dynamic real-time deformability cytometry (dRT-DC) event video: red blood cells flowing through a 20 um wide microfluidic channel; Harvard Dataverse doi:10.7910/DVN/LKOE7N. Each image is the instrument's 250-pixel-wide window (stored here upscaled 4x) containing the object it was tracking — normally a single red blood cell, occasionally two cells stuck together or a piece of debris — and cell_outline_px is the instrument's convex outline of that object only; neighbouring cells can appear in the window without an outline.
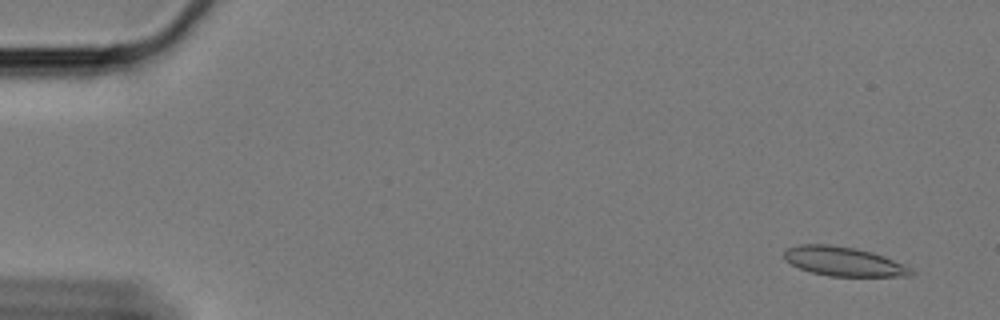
{"species": "Egyptian fruit bat (a non-hibernating species)", "species_latin": "Rousettus aegyptiacus", "temperature_condition": "cold", "stored_images_in_passage": 62, "camera_frame_rate_fps": 3000, "um_per_image_px": 0.085, "animal": {"sex": "female"}, "frame": {"image": 1, "passage_image": 4, "time_ms": 1.0, "image_size_px": [1000, 320], "cell_outline_px": [[912, 272], [908, 276], [828, 276], [812, 272], [800, 268], [784, 260], [784, 252], [788, 248], [800, 244], [832, 244], [872, 252], [884, 256], [908, 268]], "centroid_in_image_um": [71.62, 22.21], "position_along_channel_um": 13.4, "area_um2": 21.15}}
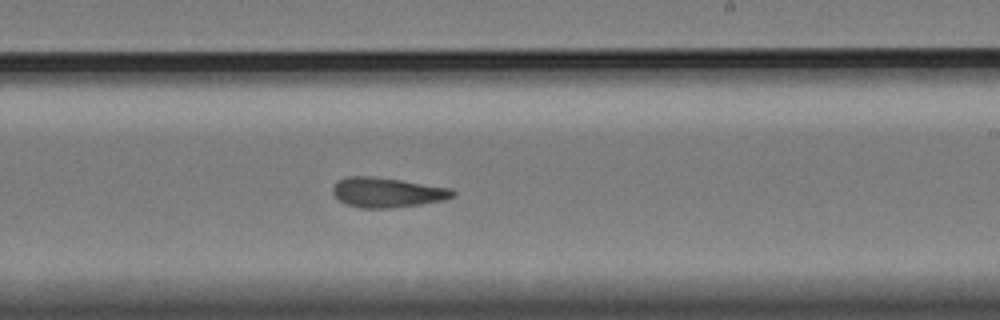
{"frame": {"image": 2, "passage_image": 37, "time_ms": 12.0, "image_size_px": [1000, 320], "cell_outline_px": [[456, 196], [444, 200], [420, 204], [392, 208], [360, 208], [348, 204], [340, 200], [332, 192], [332, 188], [340, 180], [348, 176], [372, 176], [400, 180], [452, 188], [456, 192]], "centroid_in_image_um": [32.96, 16.36], "position_along_channel_um": 256.0, "area_um2": 20.75}}
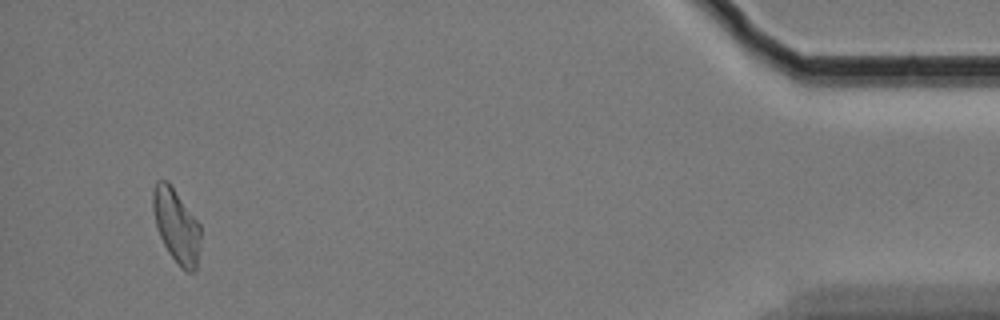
{"frame": {"image": 3, "passage_image": 58, "time_ms": 19.0, "image_size_px": [1000, 320], "cell_outline_px": [[200, 244], [196, 272], [188, 272], [180, 268], [168, 252], [156, 228], [152, 208], [152, 192], [156, 180], [168, 180], [200, 224]], "centroid_in_image_um": [14.98, 19.19], "position_along_channel_um": 420.2, "area_um2": 20.75}, "authors_computed_cell_mechanics": {"area_um2": 20.8658, "velocity_mm_per_s": 3.3259, "shape_relaxation_time_tau1_ms": null, "shape_relaxation_time_tau2_ms": 2.5135, "deformation_change_tau1": null, "deformation_change_tau2": 0.1085}}